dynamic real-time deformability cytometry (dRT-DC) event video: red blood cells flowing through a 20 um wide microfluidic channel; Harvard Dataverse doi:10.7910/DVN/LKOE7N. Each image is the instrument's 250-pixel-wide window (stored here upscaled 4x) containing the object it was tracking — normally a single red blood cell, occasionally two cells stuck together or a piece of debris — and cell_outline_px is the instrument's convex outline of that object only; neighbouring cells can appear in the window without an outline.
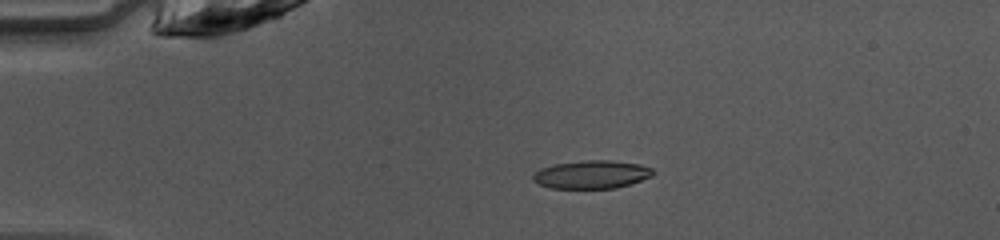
{"species": "common noctule bat (a hibernating species)", "species_latin": "Nyctalus noctula", "temperature_condition": "warm", "stored_images_in_passage": 39, "camera_frame_rate_fps": 3000, "um_per_image_px": 0.085, "animal": {"sex": "female", "body_mass_g": 10.0, "forearm_length_mm": 53.1}, "frame": {"image": 1, "passage_image": 1, "time_ms": 0.0, "image_size_px": [1000, 240], "cell_outline_px": [[656, 172], [652, 176], [632, 184], [616, 188], [552, 188], [540, 184], [532, 180], [532, 176], [540, 168], [556, 164], [588, 160], [608, 160], [640, 164], [652, 168]], "centroid_in_image_um": [50.34, 14.83], "position_along_channel_um": 34.7, "area_um2": 19.65}}
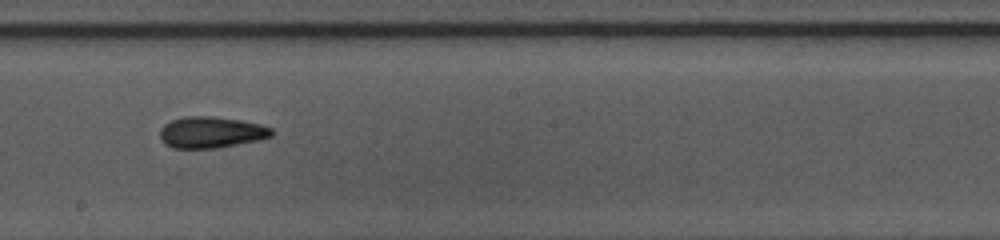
{"frame": {"image": 2, "passage_image": 18, "time_ms": 5.667, "image_size_px": [1000, 240], "cell_outline_px": [[276, 132], [272, 136], [256, 140], [216, 148], [172, 148], [164, 144], [160, 136], [160, 128], [164, 124], [172, 120], [184, 116], [212, 116], [240, 120], [260, 124], [272, 128]], "centroid_in_image_um": [17.93, 11.24], "position_along_channel_um": 230.3, "area_um2": 20.4}}
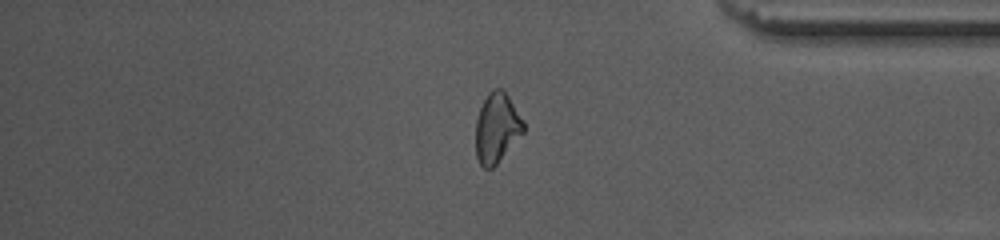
{"frame": {"image": 3, "passage_image": 31, "time_ms": 10.0, "image_size_px": [1000, 240], "cell_outline_px": [[524, 132], [496, 164], [492, 168], [484, 168], [480, 164], [476, 156], [476, 120], [480, 108], [488, 92], [492, 88], [504, 88], [524, 120]], "centroid_in_image_um": [42.24, 10.83], "position_along_channel_um": 393.0, "area_um2": 19.54}, "authors_computed_cell_mechanics": {"area_um2": 20.3456, "velocity_mm_per_s": 4.1377, "shape_relaxation_time_tau1_ms": 9.5317, "shape_relaxation_time_tau2_ms": 2.6899, "deformation_change_tau1": 0.2252, "deformation_change_tau2": 0.1059}}